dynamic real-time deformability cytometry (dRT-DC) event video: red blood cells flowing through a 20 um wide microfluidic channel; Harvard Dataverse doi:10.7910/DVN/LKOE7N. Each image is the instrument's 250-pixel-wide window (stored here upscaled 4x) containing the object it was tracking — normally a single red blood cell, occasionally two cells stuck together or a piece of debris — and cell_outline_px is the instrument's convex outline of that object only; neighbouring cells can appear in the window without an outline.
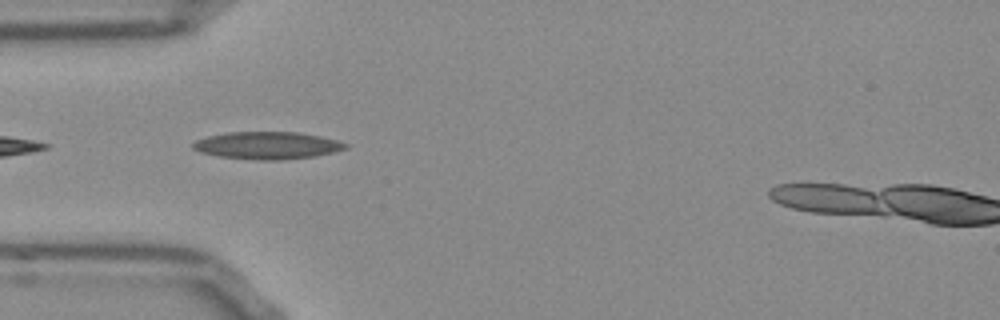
{"species": "Egyptian fruit bat (a non-hibernating species)", "species_latin": "Rousettus aegyptiacus", "temperature_condition": "room temperature", "stored_images_in_passage": 6, "camera_frame_rate_fps": 3000, "um_per_image_px": 0.085, "frame": {"image": 1, "passage_image": 2, "time_ms": 0.333, "image_size_px": [1000, 320], "cell_outline_px": [[348, 148], [316, 156], [280, 160], [260, 160], [220, 156], [200, 152], [192, 148], [192, 144], [196, 140], [208, 136], [228, 132], [300, 132], [320, 136], [336, 140], [348, 144]], "centroid_in_image_um": [22.73, 12.36], "position_along_channel_um": 62.3, "area_um2": 24.22}}